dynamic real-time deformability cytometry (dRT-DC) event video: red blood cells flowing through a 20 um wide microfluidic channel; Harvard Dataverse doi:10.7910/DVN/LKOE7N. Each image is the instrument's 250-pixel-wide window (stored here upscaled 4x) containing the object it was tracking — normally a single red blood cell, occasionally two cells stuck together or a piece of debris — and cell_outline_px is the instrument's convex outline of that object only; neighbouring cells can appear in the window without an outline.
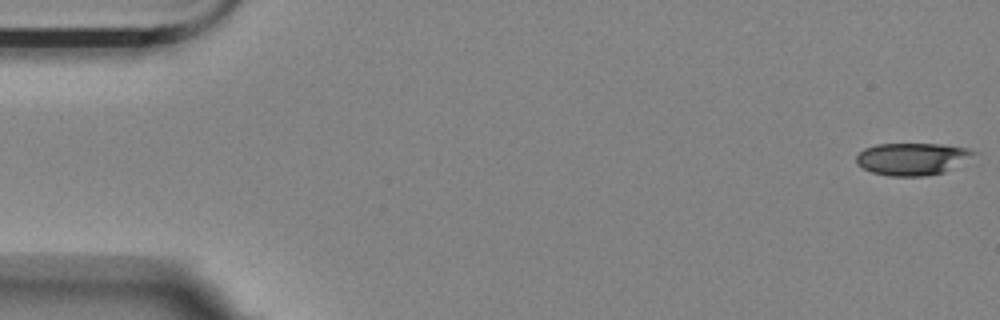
{"species": "Egyptian fruit bat (a non-hibernating species)", "species_latin": "Rousettus aegyptiacus", "temperature_condition": "room temperature", "stored_images_in_passage": 56, "camera_frame_rate_fps": 3000, "um_per_image_px": 0.085, "animal": {"sex": "female"}, "frame": {"image": 1, "passage_image": 1, "time_ms": 0.0, "image_size_px": [1000, 320], "cell_outline_px": [[980, 152], [944, 172], [924, 176], [888, 176], [872, 172], [864, 168], [856, 160], [856, 156], [864, 148], [876, 144], [940, 144], [968, 148]], "centroid_in_image_um": [77.55, 13.5], "position_along_channel_um": 7.5, "area_um2": 21.91}}
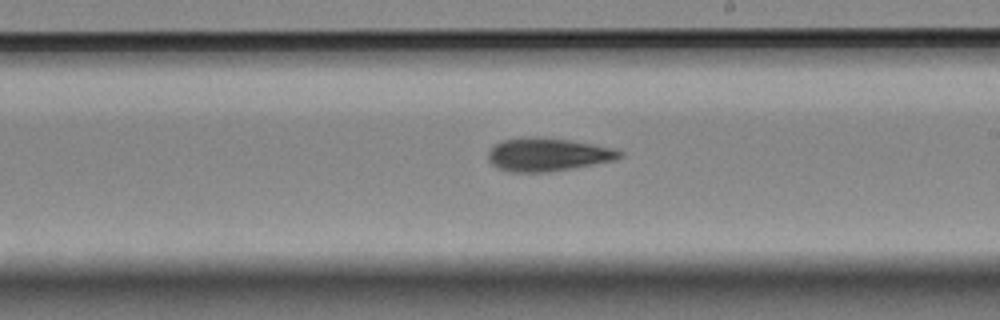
{"frame": {"image": 2, "passage_image": 32, "time_ms": 10.333, "image_size_px": [1000, 320], "cell_outline_px": [[624, 156], [616, 160], [552, 172], [508, 172], [496, 168], [488, 160], [488, 152], [500, 140], [524, 136], [536, 136], [568, 140], [616, 148], [624, 152]], "centroid_in_image_um": [46.57, 13.14], "position_along_channel_um": 242.4, "area_um2": 25.89}}
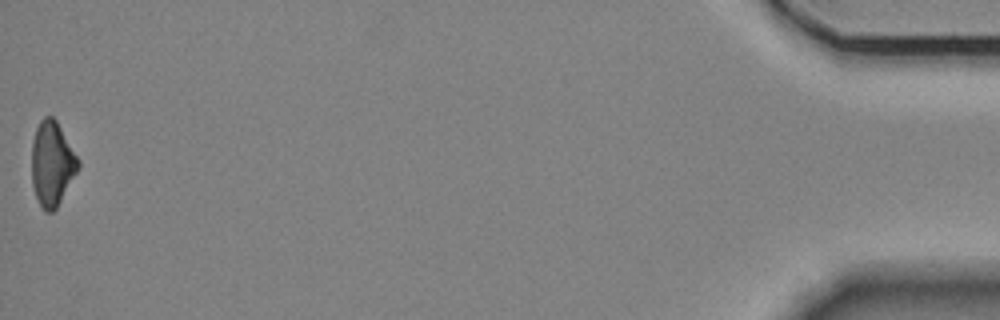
{"frame": {"image": 3, "passage_image": 56, "time_ms": 18.333, "image_size_px": [1000, 320], "cell_outline_px": [[80, 168], [56, 208], [52, 212], [44, 212], [36, 196], [32, 184], [32, 140], [36, 128], [40, 120], [44, 116], [52, 116], [56, 120], [80, 160]], "centroid_in_image_um": [4.43, 13.9], "position_along_channel_um": 430.8, "area_um2": 22.95}, "authors_computed_cell_mechanics": {"area_um2": 24.3627, "velocity_mm_per_s": 3.5533, "shape_relaxation_time_tau1_ms": 7.5291, "shape_relaxation_time_tau2_ms": null, "deformation_change_tau1": 0.1843, "deformation_change_tau2": null}}